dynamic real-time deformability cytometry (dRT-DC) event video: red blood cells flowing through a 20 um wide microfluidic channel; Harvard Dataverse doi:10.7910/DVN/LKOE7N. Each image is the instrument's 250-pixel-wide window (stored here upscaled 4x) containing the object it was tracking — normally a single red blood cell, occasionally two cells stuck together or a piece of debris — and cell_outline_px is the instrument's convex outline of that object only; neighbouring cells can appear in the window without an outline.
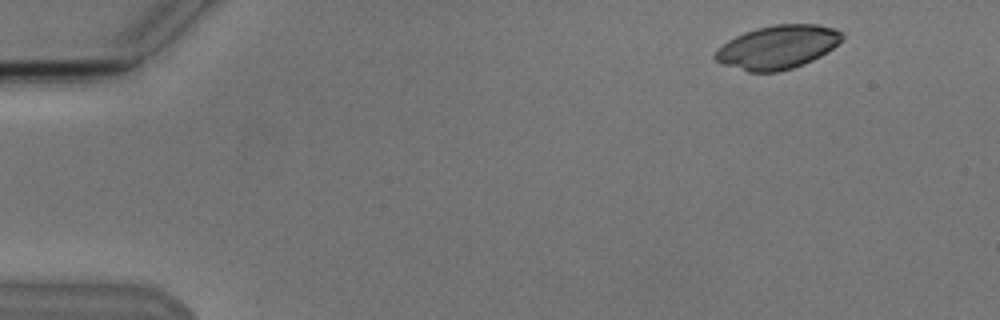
{"species": "Egyptian fruit bat (a non-hibernating species)", "species_latin": "Rousettus aegyptiacus", "temperature_condition": "cold", "stored_images_in_passage": 4, "camera_frame_rate_fps": 3000, "um_per_image_px": 0.085, "animal": {"sex": "male"}, "frame": {"image": 1, "passage_image": 1, "time_ms": 0.0, "image_size_px": [1000, 320], "cell_outline_px": [[844, 36], [832, 48], [820, 56], [804, 64], [780, 72], [748, 72], [724, 64], [716, 60], [712, 56], [716, 48], [728, 40], [744, 32], [756, 28], [772, 24], [816, 24], [836, 28], [844, 32]], "centroid_in_image_um": [66.08, 4.0], "position_along_channel_um": 18.9, "area_um2": 32.37}}
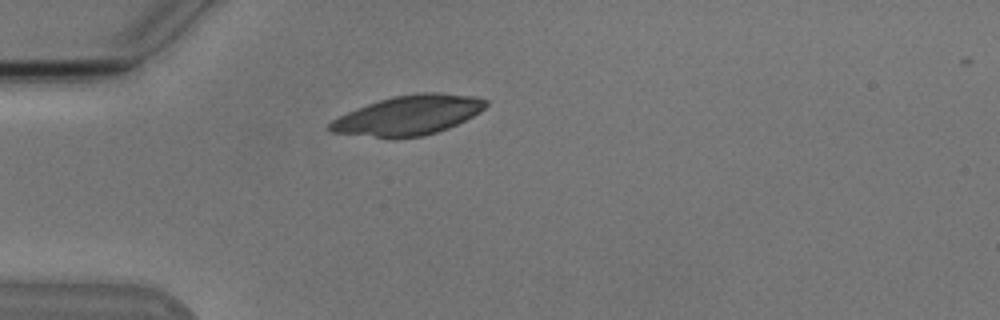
{"frame": {"image": 2, "passage_image": 3, "time_ms": 3.333, "image_size_px": [1000, 320], "cell_outline_px": [[488, 104], [480, 112], [448, 128], [424, 136], [376, 136], [332, 132], [328, 128], [328, 124], [332, 120], [356, 108], [392, 96], [420, 92], [440, 92], [476, 96], [488, 100]], "centroid_in_image_um": [34.77, 9.75], "position_along_channel_um": 50.2, "area_um2": 35.32}}